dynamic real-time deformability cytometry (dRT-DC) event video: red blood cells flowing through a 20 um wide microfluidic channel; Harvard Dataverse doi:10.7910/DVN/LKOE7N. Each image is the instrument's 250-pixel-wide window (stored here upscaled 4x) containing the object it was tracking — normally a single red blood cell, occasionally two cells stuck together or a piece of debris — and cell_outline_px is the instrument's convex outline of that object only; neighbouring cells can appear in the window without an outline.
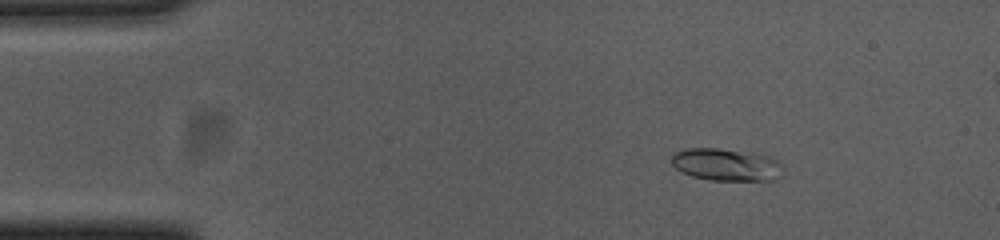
{"species": "common noctule bat (a hibernating species)", "species_latin": "Nyctalus noctula", "temperature_condition": "cold", "stored_images_in_passage": 55, "segment_of_instrument_passage": [1, 2], "camera_frame_rate_fps": 3000, "um_per_image_px": 0.085, "animal": {"sex": "female", "body_mass_g": 23.0, "forearm_length_mm": 53.4}, "frame": {"image": 1, "passage_image": 7, "time_ms": 2.0, "image_size_px": [1000, 240], "cell_outline_px": [[784, 176], [776, 180], [712, 180], [692, 176], [680, 172], [672, 164], [672, 156], [676, 152], [688, 148], [716, 148], [760, 152], [772, 156], [776, 160]], "centroid_in_image_um": [61.77, 13.98], "position_along_channel_um": 23.2, "area_um2": 21.33}}
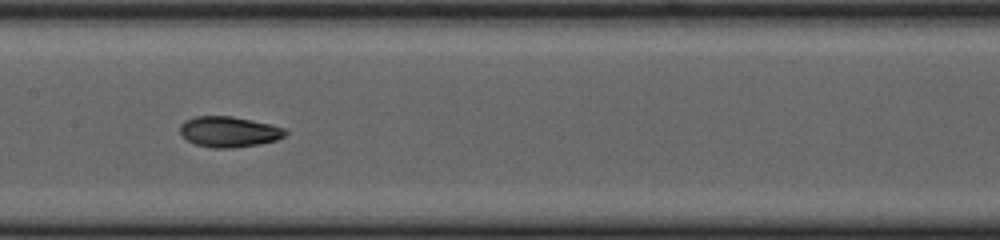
{"frame": {"image": 2, "passage_image": 26, "time_ms": 8.333, "image_size_px": [1000, 240], "cell_outline_px": [[288, 132], [284, 136], [276, 140], [260, 144], [232, 148], [212, 148], [196, 144], [188, 140], [180, 132], [180, 124], [184, 120], [196, 116], [232, 116], [268, 124], [284, 128]], "centroid_in_image_um": [19.45, 11.2], "position_along_channel_um": 188.0, "area_um2": 18.67}}
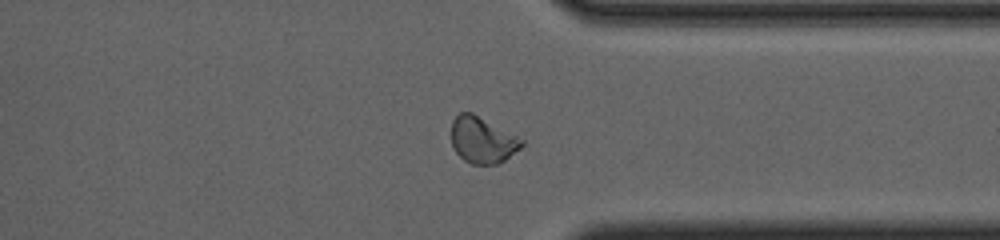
{"frame": {"image": 3, "passage_image": 41, "time_ms": 13.333, "image_size_px": [1000, 240], "cell_outline_px": [[524, 144], [520, 148], [504, 160], [496, 164], [472, 164], [464, 160], [456, 152], [452, 144], [452, 120], [460, 112], [472, 112], [524, 140]], "centroid_in_image_um": [40.99, 11.9], "position_along_channel_um": 370.4, "area_um2": 18.73}}